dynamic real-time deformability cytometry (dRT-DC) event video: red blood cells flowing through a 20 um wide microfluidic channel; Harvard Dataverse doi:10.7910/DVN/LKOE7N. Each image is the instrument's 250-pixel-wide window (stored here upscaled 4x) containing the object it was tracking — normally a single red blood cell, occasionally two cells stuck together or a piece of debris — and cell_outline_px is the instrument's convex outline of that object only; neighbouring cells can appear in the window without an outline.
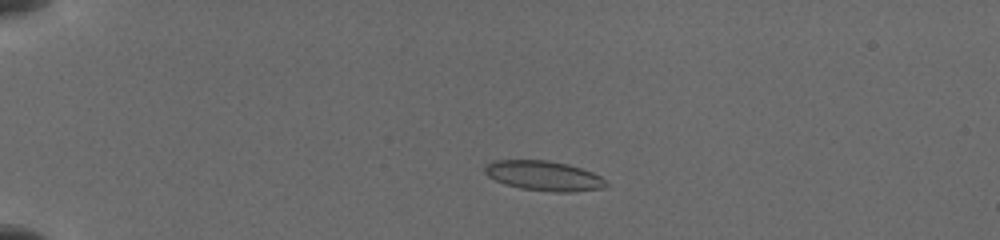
{"species": "common noctule bat (a hibernating species)", "species_latin": "Nyctalus noctula", "temperature_condition": "cold", "stored_images_in_passage": 44, "camera_frame_rate_fps": 3000, "um_per_image_px": 0.085, "animal": {"sex": "female", "body_mass_g": 19.5, "forearm_length_mm": 54.1}, "frame": {"image": 1, "passage_image": 10, "time_ms": 3.333, "image_size_px": [1000, 240], "cell_outline_px": [[608, 184], [604, 188], [572, 192], [556, 192], [520, 188], [504, 184], [488, 176], [484, 172], [484, 164], [492, 160], [548, 160], [568, 164], [592, 172], [600, 176]], "centroid_in_image_um": [46.19, 14.93], "position_along_channel_um": 38.8, "area_um2": 21.15}}
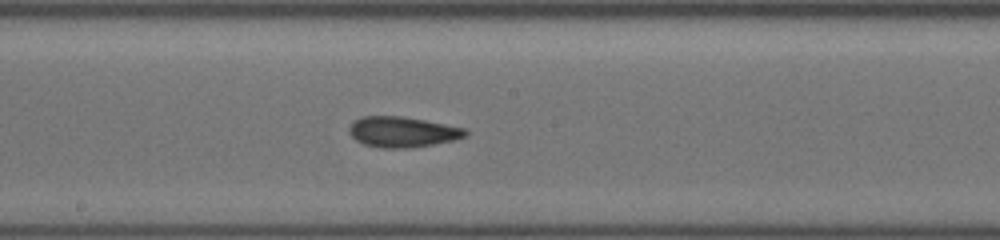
{"frame": {"image": 2, "passage_image": 25, "time_ms": 9.333, "image_size_px": [1000, 240], "cell_outline_px": [[468, 136], [456, 140], [412, 148], [380, 148], [364, 144], [356, 140], [348, 132], [348, 128], [356, 120], [364, 116], [400, 116], [424, 120], [468, 128]], "centroid_in_image_um": [34.27, 11.22], "position_along_channel_um": 213.9, "area_um2": 20.87}}
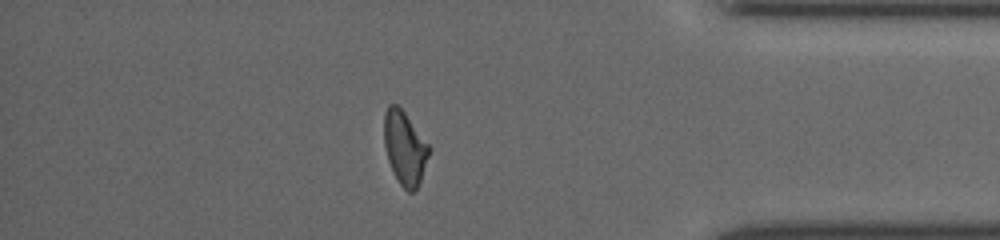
{"frame": {"image": 3, "passage_image": 39, "time_ms": 14.667, "image_size_px": [1000, 240], "cell_outline_px": [[432, 148], [420, 180], [416, 188], [412, 192], [408, 192], [400, 184], [388, 160], [384, 144], [384, 112], [388, 104], [396, 104], [404, 112]], "centroid_in_image_um": [34.41, 12.54], "position_along_channel_um": 400.8, "area_um2": 19.07}}